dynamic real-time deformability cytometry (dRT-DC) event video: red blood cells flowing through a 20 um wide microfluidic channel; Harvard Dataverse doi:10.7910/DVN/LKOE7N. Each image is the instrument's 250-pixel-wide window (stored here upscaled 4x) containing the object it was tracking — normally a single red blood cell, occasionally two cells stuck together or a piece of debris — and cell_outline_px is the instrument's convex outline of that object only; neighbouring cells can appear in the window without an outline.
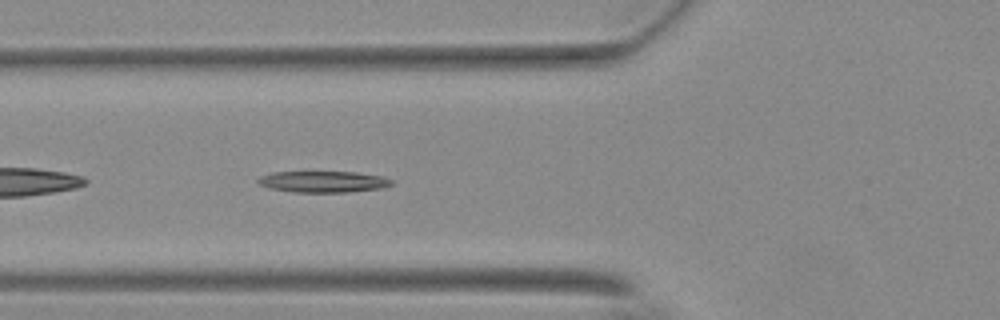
{"species": "Egyptian fruit bat (a non-hibernating species)", "species_latin": "Rousettus aegyptiacus", "temperature_condition": "warm", "stored_images_in_passage": 40, "camera_frame_rate_fps": 3000, "um_per_image_px": 0.085, "animal": {"sex": "female"}, "frame": {"image": 1, "passage_image": 5, "time_ms": 1.333, "image_size_px": [1000, 320], "cell_outline_px": [[392, 184], [384, 188], [348, 192], [292, 192], [268, 188], [256, 184], [256, 180], [260, 176], [272, 172], [356, 172], [384, 176], [392, 180]], "centroid_in_image_um": [27.44, 15.45], "position_along_channel_um": 98.4, "area_um2": 16.82}}
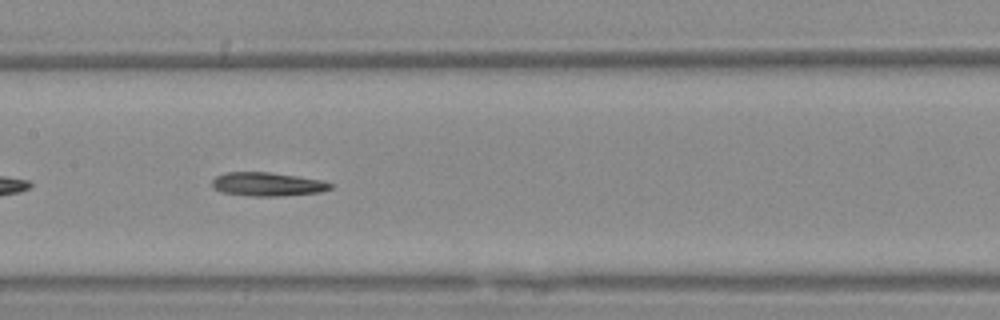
{"frame": {"image": 2, "passage_image": 12, "time_ms": 3.667, "image_size_px": [1000, 320], "cell_outline_px": [[332, 188], [320, 192], [280, 196], [248, 196], [220, 192], [212, 188], [212, 180], [216, 176], [228, 172], [268, 172], [324, 180], [332, 184]], "centroid_in_image_um": [22.71, 15.66], "position_along_channel_um": 184.7, "area_um2": 16.42}}
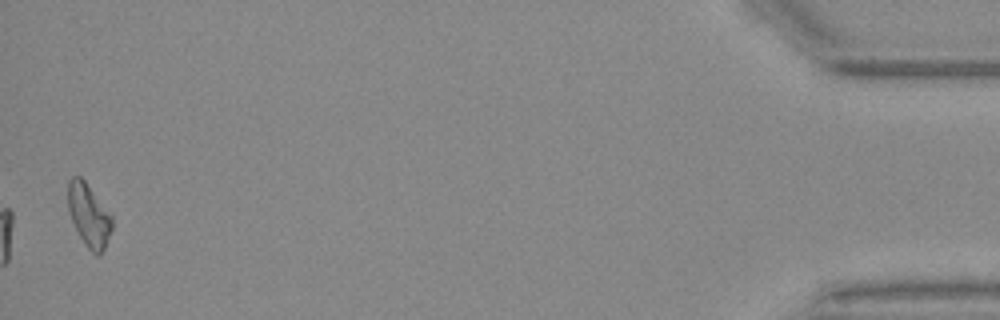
{"frame": {"image": 3, "passage_image": 39, "time_ms": 12.667, "image_size_px": [1000, 320], "cell_outline_px": [[112, 228], [104, 248], [100, 256], [96, 256], [88, 248], [80, 236], [68, 212], [68, 180], [72, 176], [80, 176], [84, 180], [112, 216]], "centroid_in_image_um": [7.54, 18.29], "position_along_channel_um": 427.7, "area_um2": 15.9}, "authors_computed_cell_mechanics": {"area_um2": 16.3285, "velocity_mm_per_s": 3.6882, "shape_relaxation_time_tau1_ms": 6.9391, "shape_relaxation_time_tau2_ms": 2.8824, "deformation_change_tau1": 0.2182, "deformation_change_tau2": 0.131}}